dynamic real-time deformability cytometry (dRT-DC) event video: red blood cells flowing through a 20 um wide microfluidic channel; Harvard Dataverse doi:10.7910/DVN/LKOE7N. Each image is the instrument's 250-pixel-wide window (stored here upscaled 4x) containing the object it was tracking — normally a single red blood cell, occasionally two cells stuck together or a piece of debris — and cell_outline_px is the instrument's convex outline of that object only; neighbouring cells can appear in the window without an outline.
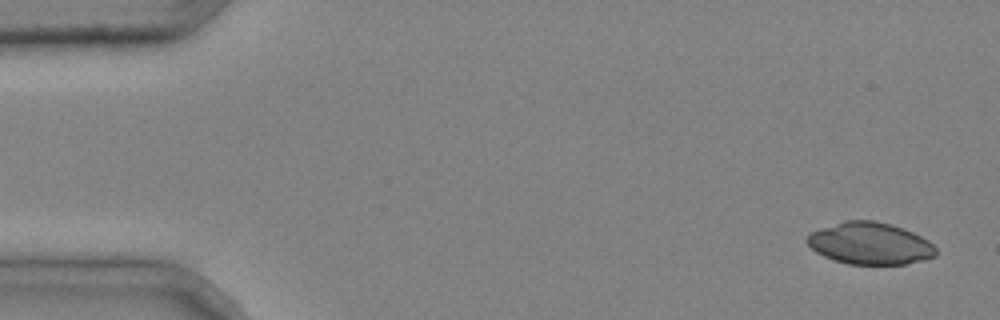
{"species": "common noctule bat (a hibernating species)", "species_latin": "Nyctalus noctula", "temperature_condition": "cold", "stored_images_in_passage": 6, "camera_frame_rate_fps": 3000, "um_per_image_px": 0.085, "animal": {"sex": "male", "body_mass_g": 20.4}, "frame": {"image": 1, "passage_image": 1, "time_ms": 0.0, "image_size_px": [1000, 320], "cell_outline_px": [[936, 256], [924, 260], [904, 264], [848, 264], [824, 256], [816, 252], [804, 240], [808, 232], [844, 220], [872, 220], [904, 228], [928, 240], [936, 248]], "centroid_in_image_um": [73.92, 20.68], "position_along_channel_um": 11.1, "area_um2": 31.56}}